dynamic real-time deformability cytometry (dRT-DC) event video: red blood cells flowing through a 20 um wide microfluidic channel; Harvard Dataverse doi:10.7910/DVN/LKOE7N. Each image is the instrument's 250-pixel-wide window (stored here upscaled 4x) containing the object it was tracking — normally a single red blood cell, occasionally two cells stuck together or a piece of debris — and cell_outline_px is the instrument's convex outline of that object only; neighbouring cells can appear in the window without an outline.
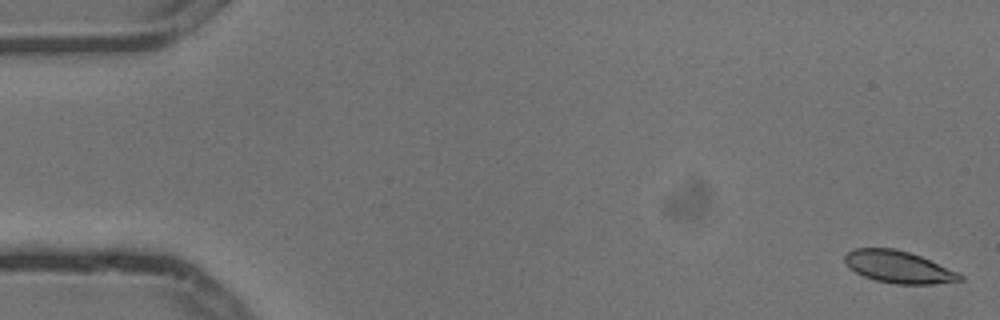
{"species": "common noctule bat (a hibernating species)", "species_latin": "Nyctalus noctula", "temperature_condition": "cold", "stored_images_in_passage": 6, "camera_frame_rate_fps": 3000, "um_per_image_px": 0.085, "animal": {"sex": "male", "body_mass_g": 13.3}, "frame": {"image": 1, "passage_image": 1, "time_ms": 0.0, "image_size_px": [1000, 320], "cell_outline_px": [[964, 280], [932, 284], [896, 284], [876, 280], [864, 276], [848, 268], [844, 260], [844, 256], [848, 252], [856, 248], [896, 248], [920, 256], [956, 272], [964, 276]], "centroid_in_image_um": [76.34, 22.69], "position_along_channel_um": 8.7, "area_um2": 21.33}}
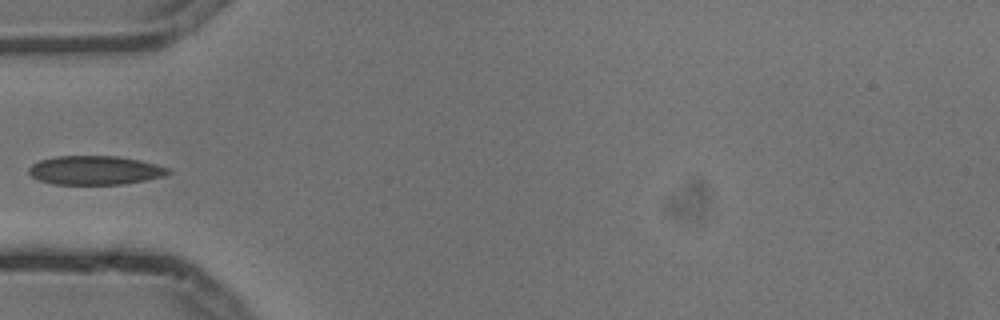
{"frame": {"image": 2, "passage_image": 5, "time_ms": 1.333, "image_size_px": [1000, 320], "cell_outline_px": [[172, 172], [164, 176], [124, 184], [52, 184], [40, 180], [32, 176], [28, 172], [28, 168], [32, 164], [40, 160], [56, 156], [116, 156], [140, 160], [156, 164], [168, 168]], "centroid_in_image_um": [8.07, 14.47], "position_along_channel_um": 76.9, "area_um2": 23.41}}
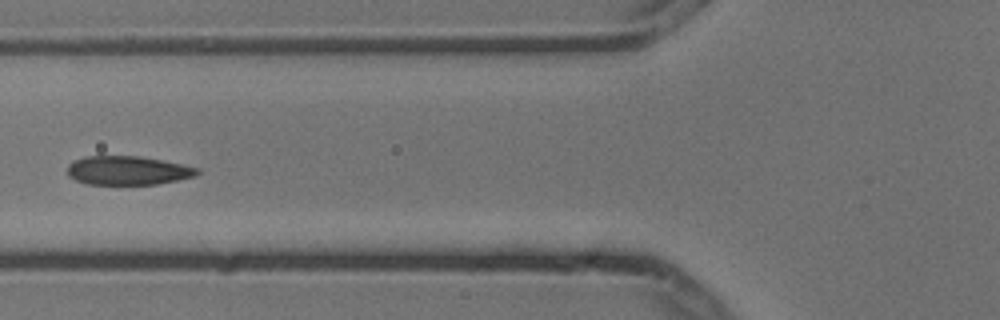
{"frame": {"image": 3, "passage_image": 6, "time_ms": 1.667, "image_size_px": [1000, 320], "cell_outline_px": [[200, 172], [196, 176], [156, 184], [88, 184], [76, 180], [68, 176], [68, 164], [84, 156], [140, 156], [200, 168]], "centroid_in_image_um": [10.86, 14.49], "position_along_channel_um": 114.9, "area_um2": 21.68}}